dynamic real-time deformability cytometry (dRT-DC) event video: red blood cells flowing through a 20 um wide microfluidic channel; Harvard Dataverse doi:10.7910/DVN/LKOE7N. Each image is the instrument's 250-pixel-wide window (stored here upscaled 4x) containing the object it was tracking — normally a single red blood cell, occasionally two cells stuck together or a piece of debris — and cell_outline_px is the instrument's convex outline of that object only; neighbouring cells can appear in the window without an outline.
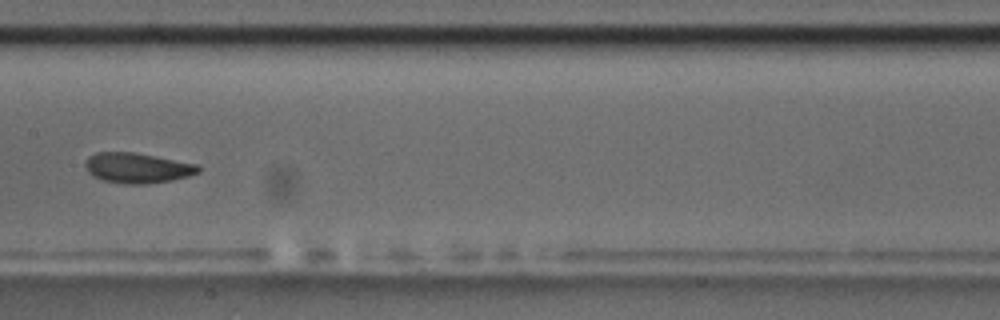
{"species": "common noctule bat (a hibernating species)", "species_latin": "Nyctalus noctula", "temperature_condition": "room temperature", "stored_images_in_passage": 10, "camera_frame_rate_fps": 3000, "um_per_image_px": 0.085, "animal": {"sex": "male", "body_mass_g": 17.5, "forearm_length_mm": 52.3}, "frame": {"image": 1, "passage_image": 7, "time_ms": 7.0, "image_size_px": [1000, 320], "cell_outline_px": [[200, 172], [188, 176], [172, 180], [148, 184], [124, 184], [104, 180], [92, 176], [88, 172], [84, 164], [88, 156], [96, 152], [136, 152], [200, 164]], "centroid_in_image_um": [11.69, 14.27], "position_along_channel_um": 195.7, "area_um2": 20.23}}